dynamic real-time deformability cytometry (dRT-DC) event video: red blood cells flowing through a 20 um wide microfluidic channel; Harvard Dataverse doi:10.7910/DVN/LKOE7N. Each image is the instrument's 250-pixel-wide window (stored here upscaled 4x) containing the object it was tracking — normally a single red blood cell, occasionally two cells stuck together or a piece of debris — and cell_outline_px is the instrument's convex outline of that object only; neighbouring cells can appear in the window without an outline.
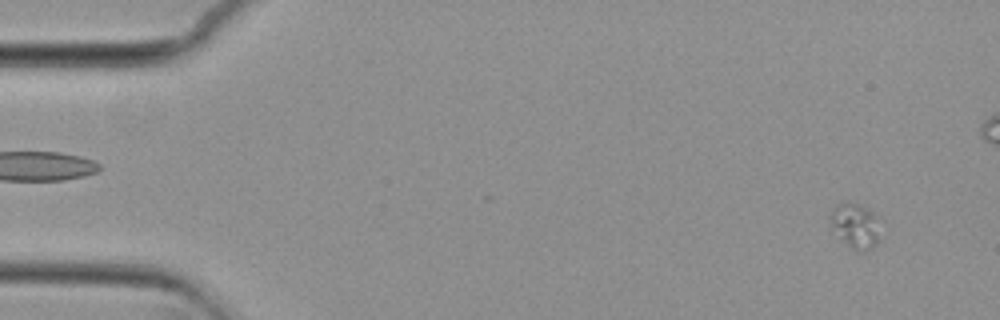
{"species": "common noctule bat (a hibernating species)", "species_latin": "Nyctalus noctula", "temperature_condition": "cold", "stored_images_in_passage": 57, "camera_frame_rate_fps": 3000, "um_per_image_px": 0.085, "animal": {"sex": "female", "body_mass_g": 29.2, "forearm_length_mm": 56.3}, "frame": {"image": 1, "passage_image": 4, "time_ms": 1.0, "image_size_px": [1000, 320], "cell_outline_px": [[876, 244], [872, 248], [864, 252], [856, 252], [848, 244], [832, 224], [832, 212], [836, 204], [856, 204], [872, 212], [876, 216]], "centroid_in_image_um": [72.72, 19.22], "position_along_channel_um": 12.3, "area_um2": 11.79}}
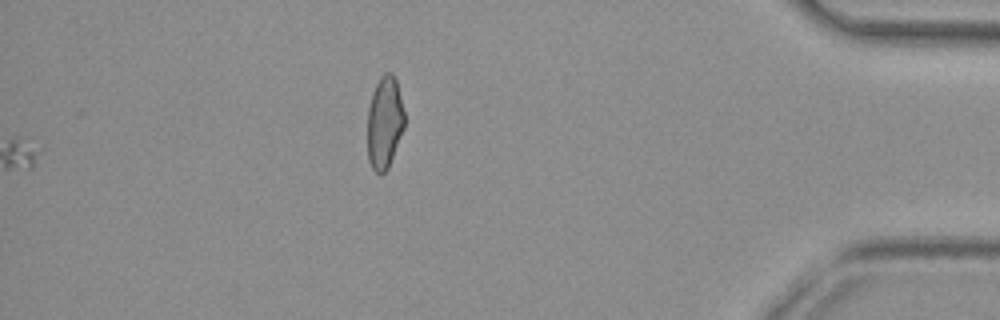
{"frame": {"image": 2, "passage_image": 57, "time_ms": 18.667, "image_size_px": [1000, 320], "cell_outline_px": [[404, 128], [388, 168], [380, 176], [372, 168], [368, 160], [368, 108], [372, 92], [380, 76], [384, 72], [392, 72], [396, 80], [404, 112]], "centroid_in_image_um": [32.68, 10.41], "position_along_channel_um": 402.5, "area_um2": 19.94}}